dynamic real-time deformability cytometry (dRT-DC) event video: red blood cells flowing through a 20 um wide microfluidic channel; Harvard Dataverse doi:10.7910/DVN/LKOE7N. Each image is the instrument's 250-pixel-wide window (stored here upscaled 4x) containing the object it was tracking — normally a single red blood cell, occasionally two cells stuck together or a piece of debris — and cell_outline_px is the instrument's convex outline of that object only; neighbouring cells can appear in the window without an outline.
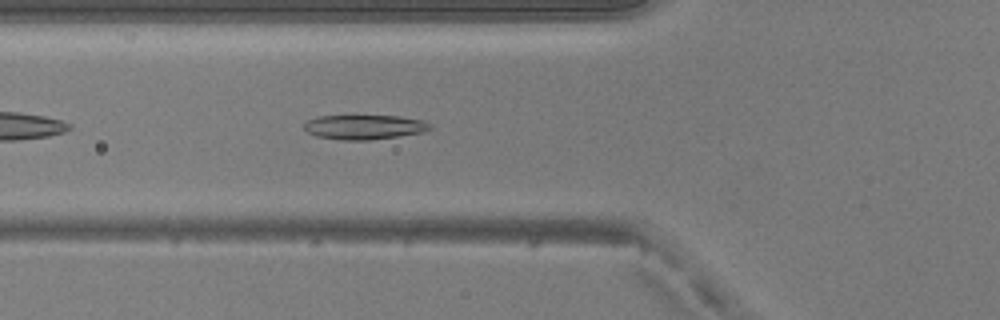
{"species": "common noctule bat (a hibernating species)", "species_latin": "Nyctalus noctula", "temperature_condition": "warm", "stored_images_in_passage": 36, "camera_frame_rate_fps": 3000, "um_per_image_px": 0.085, "animal": {"sex": "male", "body_mass_g": 20.5, "forearm_length_mm": 52.5}, "frame": {"image": 1, "passage_image": 5, "time_ms": 1.333, "image_size_px": [1000, 320], "cell_outline_px": [[432, 128], [424, 132], [400, 136], [368, 140], [340, 140], [316, 136], [308, 132], [304, 128], [304, 124], [308, 120], [316, 116], [352, 112], [400, 116], [420, 120], [432, 124]], "centroid_in_image_um": [30.93, 10.74], "position_along_channel_um": 94.9, "area_um2": 19.25}}
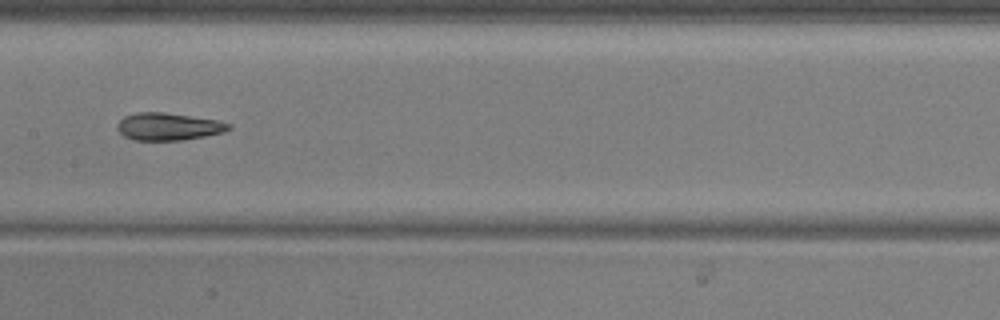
{"frame": {"image": 2, "passage_image": 12, "time_ms": 3.667, "image_size_px": [1000, 320], "cell_outline_px": [[232, 128], [224, 132], [204, 136], [180, 140], [132, 140], [124, 136], [116, 128], [116, 124], [124, 116], [136, 112], [164, 112], [220, 120], [232, 124]], "centroid_in_image_um": [14.32, 10.75], "position_along_channel_um": 193.1, "area_um2": 17.98}}
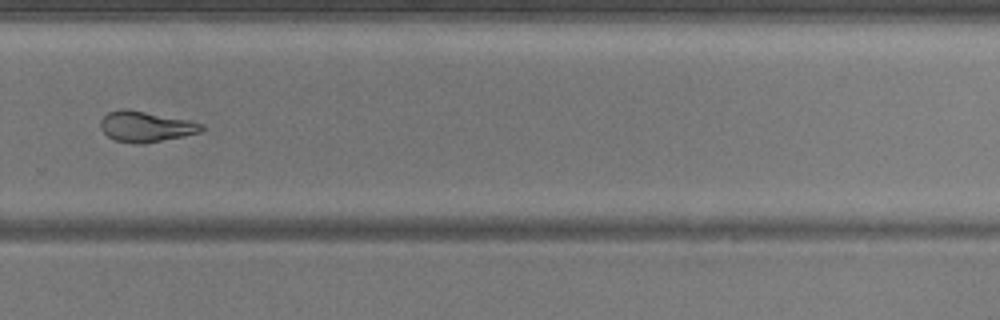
{"frame": {"image": 3, "passage_image": 21, "time_ms": 6.667, "image_size_px": [1000, 320], "cell_outline_px": [[204, 128], [200, 132], [144, 144], [136, 144], [116, 140], [108, 136], [100, 128], [100, 120], [108, 112], [124, 108], [188, 120], [204, 124]], "centroid_in_image_um": [12.36, 10.76], "position_along_channel_um": 317.4, "area_um2": 17.8}, "authors_computed_cell_mechanics": {"area_um2": 18.8139, "velocity_mm_per_s": 4.1709, "shape_relaxation_time_tau1_ms": null, "shape_relaxation_time_tau2_ms": 1.923, "deformation_change_tau1": null, "deformation_change_tau2": 0.0974}}